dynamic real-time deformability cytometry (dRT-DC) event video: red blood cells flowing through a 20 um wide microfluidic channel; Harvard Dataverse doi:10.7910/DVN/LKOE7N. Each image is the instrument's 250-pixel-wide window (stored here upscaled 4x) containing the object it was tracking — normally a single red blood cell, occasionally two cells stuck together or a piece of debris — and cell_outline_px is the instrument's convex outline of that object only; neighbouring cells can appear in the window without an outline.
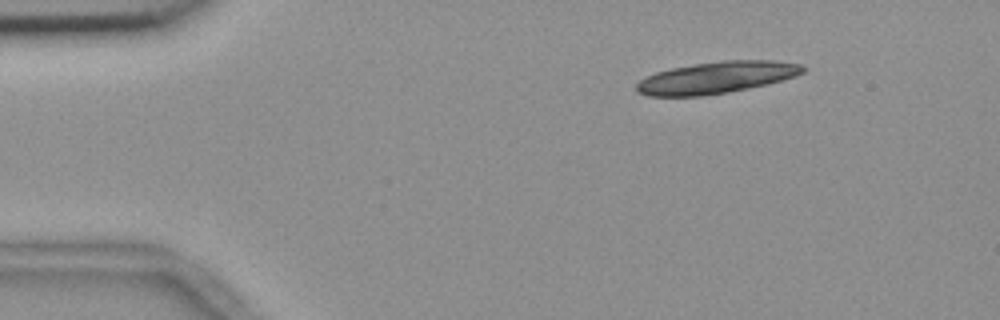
{"species": "common noctule bat (a hibernating species)", "species_latin": "Nyctalus noctula", "temperature_condition": "room temperature", "stored_images_in_passage": 3, "camera_frame_rate_fps": 3000, "um_per_image_px": 0.085, "animal": {"sex": "female", "body_mass_g": 18.4}, "frame": {"image": 1, "passage_image": 1, "time_ms": 0.0, "image_size_px": [1000, 320], "cell_outline_px": [[808, 68], [804, 72], [796, 76], [768, 84], [728, 92], [700, 96], [648, 96], [636, 92], [636, 84], [640, 80], [656, 72], [672, 68], [720, 60], [776, 60], [804, 64]], "centroid_in_image_um": [60.96, 6.58], "position_along_channel_um": 24.0, "area_um2": 30.98}}